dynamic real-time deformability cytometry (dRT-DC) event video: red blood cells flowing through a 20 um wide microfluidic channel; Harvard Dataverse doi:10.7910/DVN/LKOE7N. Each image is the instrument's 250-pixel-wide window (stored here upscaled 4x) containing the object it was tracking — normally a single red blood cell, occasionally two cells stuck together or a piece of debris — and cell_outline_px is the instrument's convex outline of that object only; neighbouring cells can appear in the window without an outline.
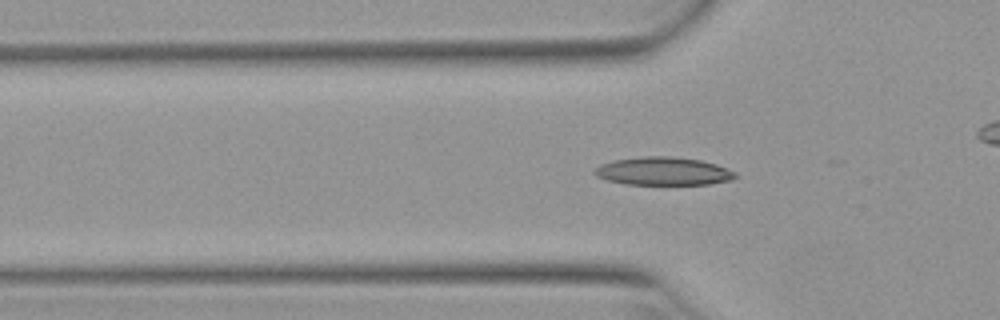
{"species": "Egyptian fruit bat (a non-hibernating species)", "species_latin": "Rousettus aegyptiacus", "temperature_condition": "warm", "stored_images_in_passage": 11, "camera_frame_rate_fps": 3000, "um_per_image_px": 0.085, "animal": {"sex": "female"}, "frame": {"image": 1, "passage_image": 5, "time_ms": 1.333, "image_size_px": [1000, 320], "cell_outline_px": [[736, 176], [732, 180], [708, 184], [624, 184], [608, 180], [596, 176], [592, 172], [600, 164], [616, 160], [644, 156], [672, 156], [700, 160], [716, 164], [736, 172]], "centroid_in_image_um": [56.38, 14.55], "position_along_channel_um": 69.4, "area_um2": 22.95}}
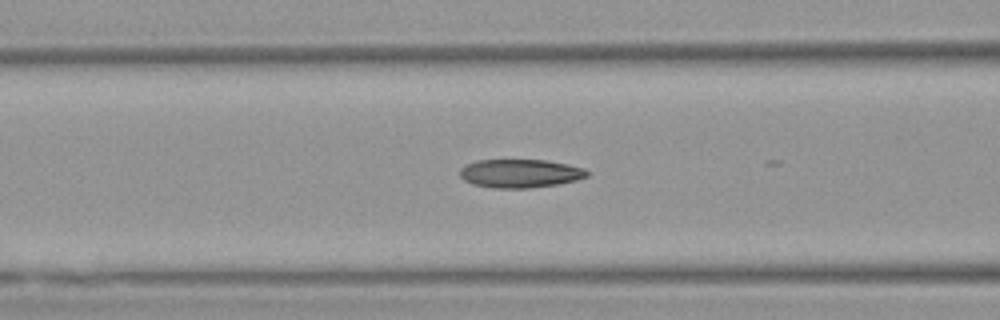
{"frame": {"image": 2, "passage_image": 9, "time_ms": 2.667, "image_size_px": [1000, 320], "cell_outline_px": [[588, 176], [576, 180], [556, 184], [528, 188], [496, 188], [472, 184], [464, 180], [460, 176], [460, 168], [476, 160], [544, 160], [568, 164], [584, 168], [588, 172]], "centroid_in_image_um": [44.2, 14.74], "position_along_channel_um": 122.4, "area_um2": 20.98}}